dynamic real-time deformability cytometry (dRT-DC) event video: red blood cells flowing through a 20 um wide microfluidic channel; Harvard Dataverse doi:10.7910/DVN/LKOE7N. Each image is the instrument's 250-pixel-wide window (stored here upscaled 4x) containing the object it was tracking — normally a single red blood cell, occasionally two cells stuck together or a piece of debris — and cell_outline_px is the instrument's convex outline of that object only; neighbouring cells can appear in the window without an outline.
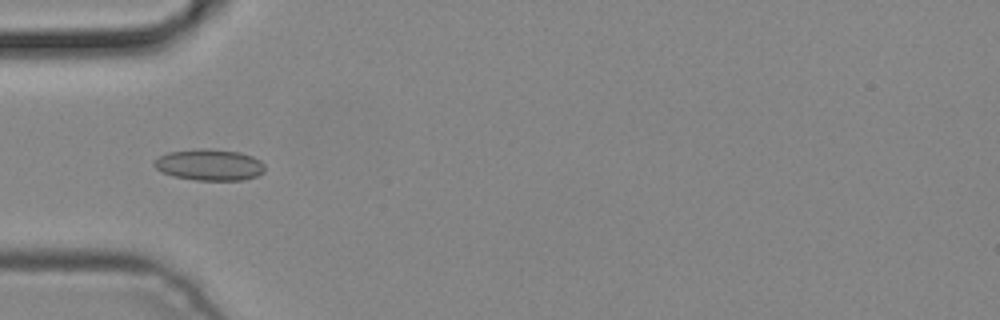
{"species": "common noctule bat (a hibernating species)", "species_latin": "Nyctalus noctula", "temperature_condition": "cold", "stored_images_in_passage": 3, "camera_frame_rate_fps": 3000, "um_per_image_px": 0.085, "animal": {"sex": "male", "body_mass_g": 19.2, "forearm_length_mm": 51.8}, "frame": {"image": 1, "passage_image": 3, "time_ms": 0.667, "image_size_px": [1000, 320], "cell_outline_px": [[264, 172], [256, 176], [244, 180], [196, 180], [172, 176], [160, 172], [152, 164], [160, 156], [168, 152], [200, 148], [208, 148], [240, 152], [252, 156], [260, 160], [264, 164]], "centroid_in_image_um": [17.8, 14.01], "position_along_channel_um": 67.2, "area_um2": 20.35}}